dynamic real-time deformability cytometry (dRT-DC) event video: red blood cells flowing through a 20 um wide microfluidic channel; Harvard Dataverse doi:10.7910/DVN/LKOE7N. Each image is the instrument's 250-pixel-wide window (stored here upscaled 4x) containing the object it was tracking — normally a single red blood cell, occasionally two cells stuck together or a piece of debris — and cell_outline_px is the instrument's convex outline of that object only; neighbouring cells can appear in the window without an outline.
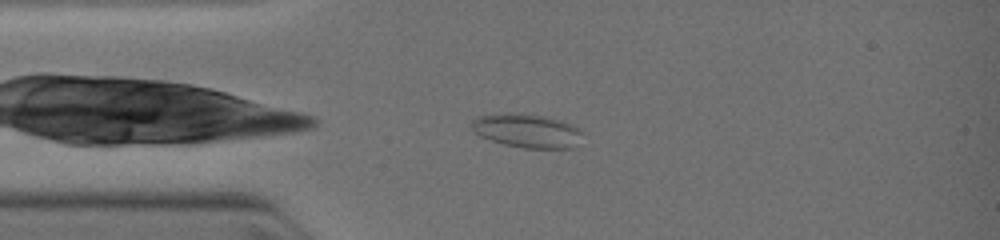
{"species": "common noctule bat (a hibernating species)", "species_latin": "Nyctalus noctula", "temperature_condition": "warm", "stored_images_in_passage": 8, "camera_frame_rate_fps": 3000, "um_per_image_px": 0.085, "animal": {"sex": "female", "body_mass_g": 19.0, "forearm_length_mm": 51.5}, "frame": {"image": 1, "passage_image": 2, "time_ms": 0.333, "image_size_px": [1000, 240], "cell_outline_px": [[584, 132], [572, 148], [524, 148], [504, 144], [480, 136], [472, 128], [472, 120], [476, 116], [500, 112], [520, 112], [544, 116], [560, 120], [572, 124], [580, 128]], "centroid_in_image_um": [44.78, 11.08], "position_along_channel_um": 40.2, "area_um2": 22.08}}
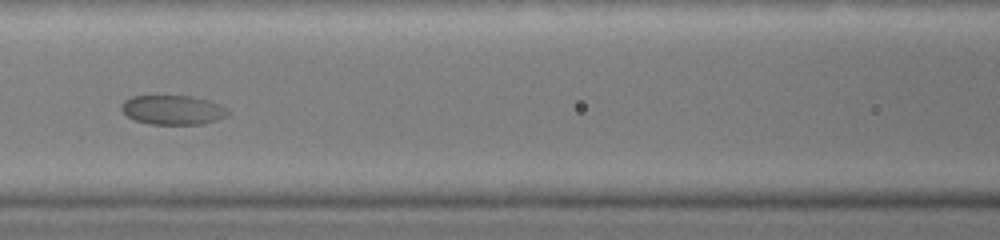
{"frame": {"image": 2, "passage_image": 5, "time_ms": 3.0, "image_size_px": [1000, 240], "cell_outline_px": [[232, 112], [228, 116], [204, 124], [148, 124], [136, 120], [128, 116], [120, 108], [120, 104], [124, 100], [132, 96], [192, 96], [208, 100], [220, 104], [228, 108]], "centroid_in_image_um": [14.73, 9.34], "position_along_channel_um": 151.9, "area_um2": 18.44}}
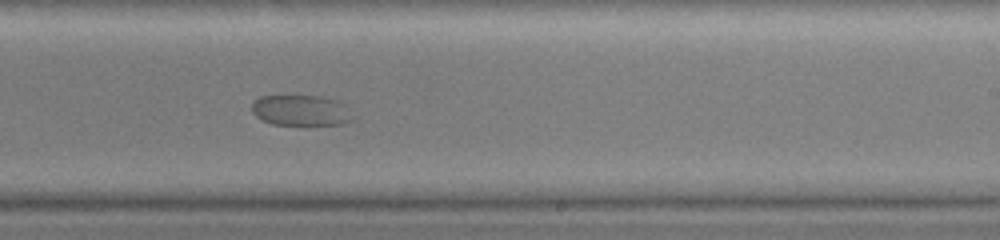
{"frame": {"image": 3, "passage_image": 8, "time_ms": 5.333, "image_size_px": [1000, 240], "cell_outline_px": [[356, 116], [352, 120], [344, 124], [272, 124], [256, 116], [252, 112], [252, 100], [260, 96], [320, 96], [336, 100], [344, 104]], "centroid_in_image_um": [25.61, 9.37], "position_along_channel_um": 263.4, "area_um2": 18.09}}